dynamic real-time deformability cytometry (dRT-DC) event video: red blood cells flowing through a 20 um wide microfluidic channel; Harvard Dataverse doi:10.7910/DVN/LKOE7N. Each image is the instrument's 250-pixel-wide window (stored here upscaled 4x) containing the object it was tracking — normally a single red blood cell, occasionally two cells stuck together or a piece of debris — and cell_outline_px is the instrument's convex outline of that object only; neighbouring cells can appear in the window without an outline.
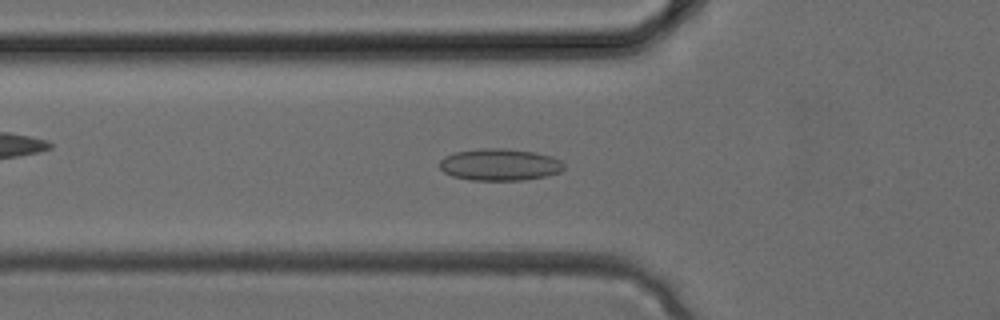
{"species": "common noctule bat (a hibernating species)", "species_latin": "Nyctalus noctula", "temperature_condition": "cold", "stored_images_in_passage": 32, "camera_frame_rate_fps": 3000, "um_per_image_px": 0.085, "animal": {"sex": "female", "body_mass_g": 24.6, "forearm_length_mm": 56.2}, "frame": {"image": 1, "passage_image": 11, "time_ms": 3.333, "image_size_px": [1000, 320], "cell_outline_px": [[564, 168], [560, 172], [544, 176], [524, 180], [468, 180], [452, 176], [444, 172], [440, 168], [440, 160], [444, 156], [456, 152], [484, 148], [504, 148], [532, 152], [552, 156], [560, 160], [564, 164]], "centroid_in_image_um": [42.46, 14.0], "position_along_channel_um": 83.3, "area_um2": 23.06}}
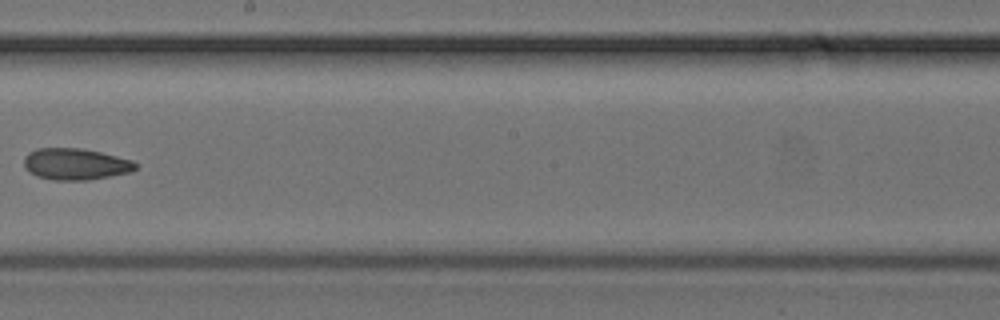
{"frame": {"image": 2, "passage_image": 19, "time_ms": 6.0, "image_size_px": [1000, 320], "cell_outline_px": [[136, 168], [132, 172], [88, 180], [52, 180], [36, 176], [28, 172], [24, 168], [24, 156], [28, 152], [36, 148], [80, 148], [100, 152], [132, 160], [136, 164]], "centroid_in_image_um": [6.37, 13.95], "position_along_channel_um": 241.8, "area_um2": 20.63}}
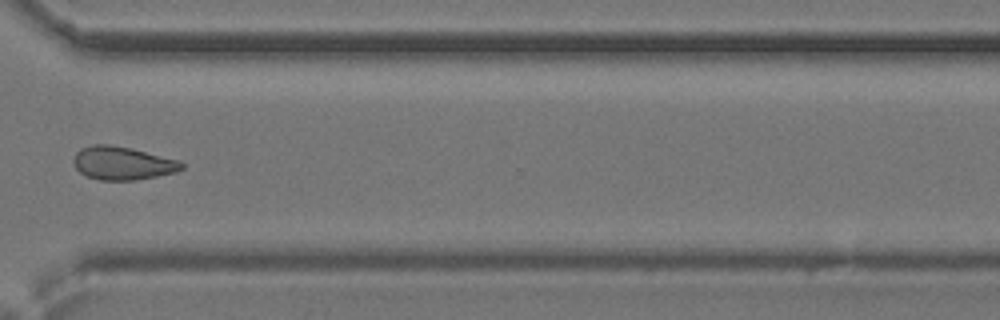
{"frame": {"image": 3, "passage_image": 25, "time_ms": 8.0, "image_size_px": [1000, 320], "cell_outline_px": [[184, 168], [176, 172], [136, 180], [100, 180], [84, 176], [76, 168], [72, 160], [76, 152], [80, 148], [92, 144], [108, 144], [132, 148], [180, 160], [184, 164]], "centroid_in_image_um": [10.4, 13.86], "position_along_channel_um": 360.2, "area_um2": 21.21}}